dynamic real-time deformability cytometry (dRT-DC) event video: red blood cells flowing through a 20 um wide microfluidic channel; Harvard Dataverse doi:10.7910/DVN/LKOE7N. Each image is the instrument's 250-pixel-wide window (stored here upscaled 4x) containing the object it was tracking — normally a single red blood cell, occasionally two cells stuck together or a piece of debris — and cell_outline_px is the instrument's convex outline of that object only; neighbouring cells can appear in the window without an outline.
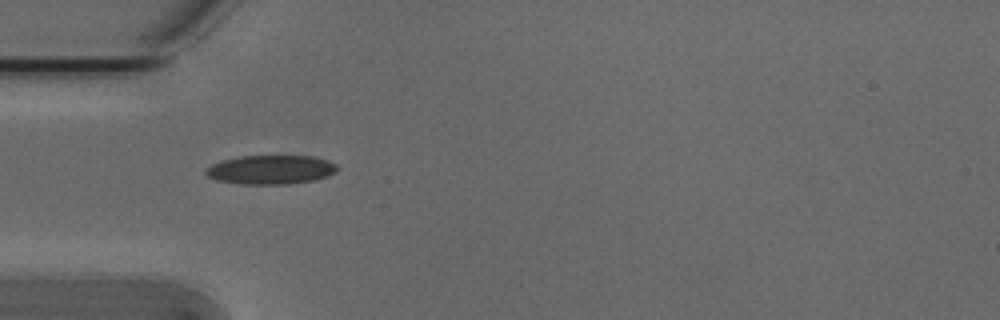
{"species": "Egyptian fruit bat (a non-hibernating species)", "species_latin": "Rousettus aegyptiacus", "temperature_condition": "cold", "stored_images_in_passage": 27, "camera_frame_rate_fps": 3000, "um_per_image_px": 0.085, "animal": {"sex": "male"}, "frame": {"image": 1, "passage_image": 1, "time_ms": 0.0, "image_size_px": [1000, 320], "cell_outline_px": [[340, 168], [336, 172], [328, 176], [312, 180], [288, 184], [240, 184], [216, 180], [208, 176], [204, 172], [204, 168], [212, 164], [224, 160], [240, 156], [312, 156], [328, 160], [336, 164]], "centroid_in_image_um": [23.02, 14.42], "position_along_channel_um": 62.0, "area_um2": 22.31}}
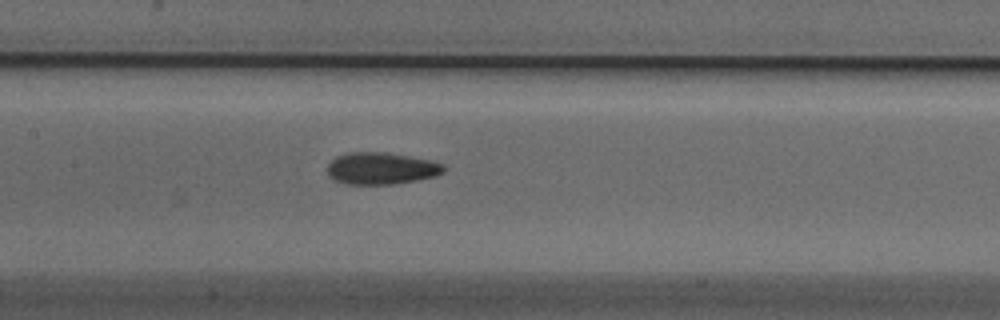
{"frame": {"image": 2, "passage_image": 10, "time_ms": 3.0, "image_size_px": [1000, 320], "cell_outline_px": [[444, 172], [436, 176], [416, 180], [392, 184], [344, 184], [332, 180], [328, 176], [328, 164], [336, 156], [348, 152], [388, 152], [432, 160], [444, 164]], "centroid_in_image_um": [32.39, 14.31], "position_along_channel_um": 175.0, "area_um2": 21.91}}
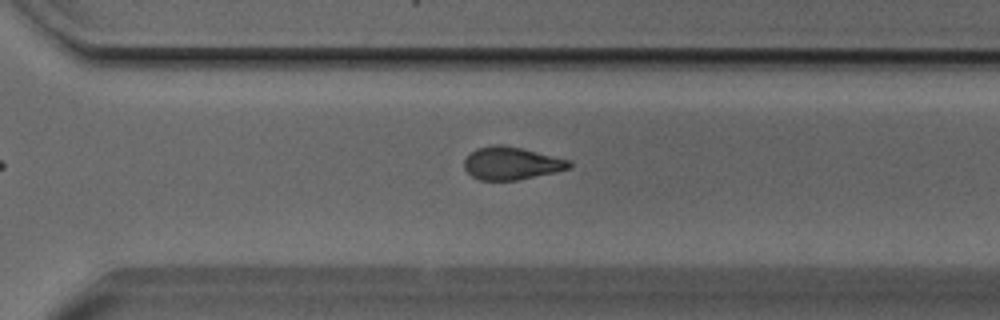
{"frame": {"image": 3, "passage_image": 22, "time_ms": 7.0, "image_size_px": [1000, 320], "cell_outline_px": [[572, 168], [520, 180], [480, 180], [472, 176], [464, 168], [464, 160], [476, 148], [496, 144], [500, 144], [520, 148], [572, 160]], "centroid_in_image_um": [43.5, 13.89], "position_along_channel_um": 327.1, "area_um2": 20.06}, "authors_computed_cell_mechanics": {"area_um2": 21.1548, "velocity_mm_per_s": 3.8205, "shape_relaxation_time_tau1_ms": 4.0077, "shape_relaxation_time_tau2_ms": 3.6, "deformation_change_tau1": 0.1099, "deformation_change_tau2": 0.0905}}